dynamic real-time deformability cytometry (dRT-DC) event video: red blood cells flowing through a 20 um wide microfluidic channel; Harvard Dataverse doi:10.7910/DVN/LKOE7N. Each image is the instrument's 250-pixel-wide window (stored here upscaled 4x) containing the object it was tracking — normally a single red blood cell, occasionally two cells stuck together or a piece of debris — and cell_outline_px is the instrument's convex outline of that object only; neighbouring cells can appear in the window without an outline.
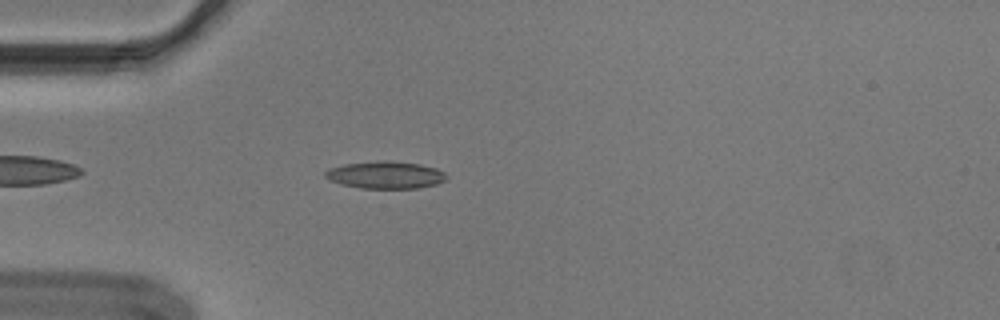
{"species": "Egyptian fruit bat (a non-hibernating species)", "species_latin": "Rousettus aegyptiacus", "temperature_condition": "cold", "stored_images_in_passage": 46, "segment_of_instrument_passage": [1, 2], "camera_frame_rate_fps": 3000, "um_per_image_px": 0.085, "animal": {"sex": "male"}, "frame": {"image": 1, "passage_image": 7, "time_ms": 2.0, "image_size_px": [1000, 320], "cell_outline_px": [[448, 176], [444, 180], [436, 184], [420, 188], [360, 188], [340, 184], [328, 180], [324, 176], [324, 172], [328, 168], [344, 164], [376, 160], [384, 160], [420, 164], [436, 168], [444, 172]], "centroid_in_image_um": [32.72, 14.86], "position_along_channel_um": 52.3, "area_um2": 19.48}}
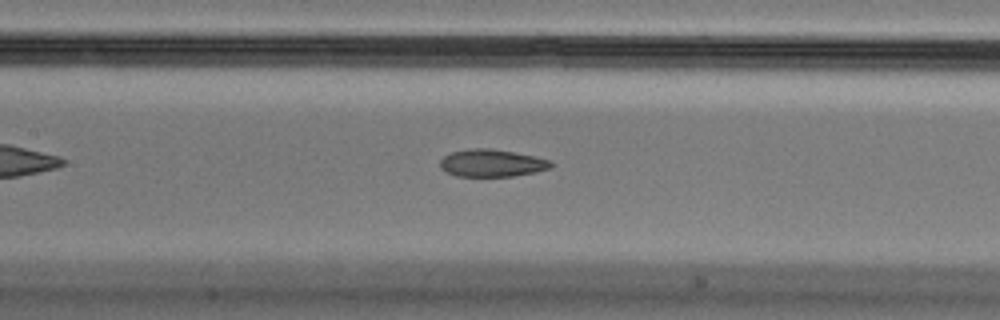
{"frame": {"image": 2, "passage_image": 17, "time_ms": 5.333, "image_size_px": [1000, 320], "cell_outline_px": [[552, 168], [536, 172], [512, 176], [456, 176], [444, 172], [440, 168], [440, 160], [444, 156], [452, 152], [472, 148], [492, 148], [536, 156], [548, 160], [552, 164]], "centroid_in_image_um": [41.79, 13.86], "position_along_channel_um": 165.6, "area_um2": 17.8}}
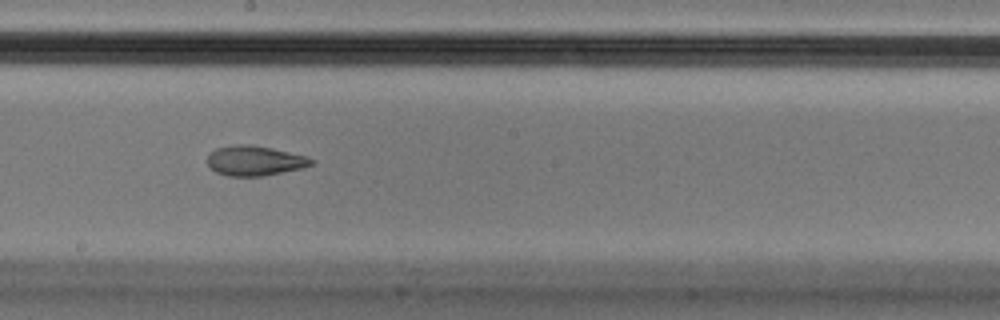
{"frame": {"image": 3, "passage_image": 22, "time_ms": 7.0, "image_size_px": [1000, 320], "cell_outline_px": [[316, 164], [304, 168], [264, 176], [228, 176], [216, 172], [208, 164], [208, 156], [216, 148], [236, 144], [252, 144], [272, 148], [308, 156], [316, 160]], "centroid_in_image_um": [21.74, 13.66], "position_along_channel_um": 226.5, "area_um2": 18.38}}